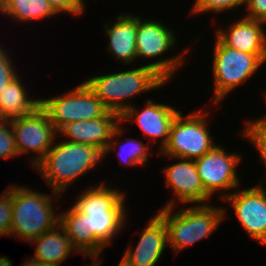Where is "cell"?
Returning <instances> with one entry per match:
<instances>
[{"mask_svg":"<svg viewBox=\"0 0 266 266\" xmlns=\"http://www.w3.org/2000/svg\"><path fill=\"white\" fill-rule=\"evenodd\" d=\"M173 30L175 31V29L168 27L164 21L154 20L150 17L145 19V17H140L138 14V30L136 37L137 61L142 62L143 59L144 61L147 59L150 63L147 61L146 65L153 68L168 83L171 82V80L173 81L178 71H180L185 64V57L188 55L187 53L190 52L191 48L187 46L185 50L182 48L181 53L174 54V51L178 49V47L175 48V45L178 46L177 43L179 42H177L178 38H176V32ZM170 51L173 52L174 55L165 57ZM153 59L154 61H152Z\"/></svg>","mask_w":266,"mask_h":266,"instance_id":"cell-6","label":"cell"},{"mask_svg":"<svg viewBox=\"0 0 266 266\" xmlns=\"http://www.w3.org/2000/svg\"><path fill=\"white\" fill-rule=\"evenodd\" d=\"M22 75L15 77L0 92V120L12 121L33 112L41 105V98L29 96V89L21 79Z\"/></svg>","mask_w":266,"mask_h":266,"instance_id":"cell-20","label":"cell"},{"mask_svg":"<svg viewBox=\"0 0 266 266\" xmlns=\"http://www.w3.org/2000/svg\"><path fill=\"white\" fill-rule=\"evenodd\" d=\"M212 50L213 96L210 106H220L231 92L250 81L264 63L256 54L225 46L216 36ZM261 67V68H260ZM255 74V75H254ZM220 103V104H219Z\"/></svg>","mask_w":266,"mask_h":266,"instance_id":"cell-7","label":"cell"},{"mask_svg":"<svg viewBox=\"0 0 266 266\" xmlns=\"http://www.w3.org/2000/svg\"><path fill=\"white\" fill-rule=\"evenodd\" d=\"M41 106L57 132L70 122L97 119L109 112L84 81L59 96L41 98Z\"/></svg>","mask_w":266,"mask_h":266,"instance_id":"cell-9","label":"cell"},{"mask_svg":"<svg viewBox=\"0 0 266 266\" xmlns=\"http://www.w3.org/2000/svg\"><path fill=\"white\" fill-rule=\"evenodd\" d=\"M142 65V66H141ZM109 74L94 75L84 82L103 102L109 111L120 116L133 104L132 99L168 85V82L146 64ZM163 86V87H162ZM130 100V101H129Z\"/></svg>","mask_w":266,"mask_h":266,"instance_id":"cell-3","label":"cell"},{"mask_svg":"<svg viewBox=\"0 0 266 266\" xmlns=\"http://www.w3.org/2000/svg\"><path fill=\"white\" fill-rule=\"evenodd\" d=\"M34 244L36 246L33 257L48 266H62L61 264L71 257L70 254L78 253L60 224L33 239L30 245Z\"/></svg>","mask_w":266,"mask_h":266,"instance_id":"cell-21","label":"cell"},{"mask_svg":"<svg viewBox=\"0 0 266 266\" xmlns=\"http://www.w3.org/2000/svg\"><path fill=\"white\" fill-rule=\"evenodd\" d=\"M114 21L105 22L103 29L107 37V53L120 64L129 65L137 61L136 37L138 15L132 12L118 14Z\"/></svg>","mask_w":266,"mask_h":266,"instance_id":"cell-18","label":"cell"},{"mask_svg":"<svg viewBox=\"0 0 266 266\" xmlns=\"http://www.w3.org/2000/svg\"><path fill=\"white\" fill-rule=\"evenodd\" d=\"M0 92L20 73L14 66V60L11 59L10 52L0 44ZM8 51V52H7ZM16 69V70H15Z\"/></svg>","mask_w":266,"mask_h":266,"instance_id":"cell-27","label":"cell"},{"mask_svg":"<svg viewBox=\"0 0 266 266\" xmlns=\"http://www.w3.org/2000/svg\"><path fill=\"white\" fill-rule=\"evenodd\" d=\"M0 266H13V261L7 255L0 256Z\"/></svg>","mask_w":266,"mask_h":266,"instance_id":"cell-32","label":"cell"},{"mask_svg":"<svg viewBox=\"0 0 266 266\" xmlns=\"http://www.w3.org/2000/svg\"><path fill=\"white\" fill-rule=\"evenodd\" d=\"M226 28L218 27L215 36L225 45L236 50L256 54L266 62V23L237 17ZM265 24V25H264Z\"/></svg>","mask_w":266,"mask_h":266,"instance_id":"cell-16","label":"cell"},{"mask_svg":"<svg viewBox=\"0 0 266 266\" xmlns=\"http://www.w3.org/2000/svg\"><path fill=\"white\" fill-rule=\"evenodd\" d=\"M243 17L266 23V0H246Z\"/></svg>","mask_w":266,"mask_h":266,"instance_id":"cell-29","label":"cell"},{"mask_svg":"<svg viewBox=\"0 0 266 266\" xmlns=\"http://www.w3.org/2000/svg\"><path fill=\"white\" fill-rule=\"evenodd\" d=\"M15 133V144L18 155L27 156L34 152L30 158L34 168L52 147L58 133L50 121L48 113L40 105L30 114L10 121Z\"/></svg>","mask_w":266,"mask_h":266,"instance_id":"cell-11","label":"cell"},{"mask_svg":"<svg viewBox=\"0 0 266 266\" xmlns=\"http://www.w3.org/2000/svg\"><path fill=\"white\" fill-rule=\"evenodd\" d=\"M23 261L24 262L21 264V266H48L45 263L37 260L33 256H31L30 258L28 256L27 259L23 260Z\"/></svg>","mask_w":266,"mask_h":266,"instance_id":"cell-31","label":"cell"},{"mask_svg":"<svg viewBox=\"0 0 266 266\" xmlns=\"http://www.w3.org/2000/svg\"><path fill=\"white\" fill-rule=\"evenodd\" d=\"M263 179L250 188L238 187L223 202L232 208L240 227L252 241L266 247V187Z\"/></svg>","mask_w":266,"mask_h":266,"instance_id":"cell-12","label":"cell"},{"mask_svg":"<svg viewBox=\"0 0 266 266\" xmlns=\"http://www.w3.org/2000/svg\"><path fill=\"white\" fill-rule=\"evenodd\" d=\"M101 257H102V256H100L99 258L94 259V260H93L94 262H92L91 264L89 263L88 266H100V265H102L101 262H102L104 259H102ZM101 259H102V260H101Z\"/></svg>","mask_w":266,"mask_h":266,"instance_id":"cell-35","label":"cell"},{"mask_svg":"<svg viewBox=\"0 0 266 266\" xmlns=\"http://www.w3.org/2000/svg\"><path fill=\"white\" fill-rule=\"evenodd\" d=\"M57 138L58 135L45 157L33 169L41 174L50 190L64 195L69 185L72 186L104 160L103 153L91 145L71 143L61 137L58 142Z\"/></svg>","mask_w":266,"mask_h":266,"instance_id":"cell-2","label":"cell"},{"mask_svg":"<svg viewBox=\"0 0 266 266\" xmlns=\"http://www.w3.org/2000/svg\"><path fill=\"white\" fill-rule=\"evenodd\" d=\"M207 105L187 115L180 111L172 122L168 143L156 156L196 160L219 144L209 130L211 107L209 109Z\"/></svg>","mask_w":266,"mask_h":266,"instance_id":"cell-8","label":"cell"},{"mask_svg":"<svg viewBox=\"0 0 266 266\" xmlns=\"http://www.w3.org/2000/svg\"><path fill=\"white\" fill-rule=\"evenodd\" d=\"M141 231L137 245L130 244L121 259L129 266H155L168 247L164 219L156 213L150 216ZM132 245V246H131Z\"/></svg>","mask_w":266,"mask_h":266,"instance_id":"cell-15","label":"cell"},{"mask_svg":"<svg viewBox=\"0 0 266 266\" xmlns=\"http://www.w3.org/2000/svg\"><path fill=\"white\" fill-rule=\"evenodd\" d=\"M30 188V189H29ZM11 184L12 224L11 237L21 238L30 243L59 224V211L54 202L62 199V194L33 190L31 187ZM38 191V192H37ZM61 198V199H60ZM56 200V201H55Z\"/></svg>","mask_w":266,"mask_h":266,"instance_id":"cell-5","label":"cell"},{"mask_svg":"<svg viewBox=\"0 0 266 266\" xmlns=\"http://www.w3.org/2000/svg\"><path fill=\"white\" fill-rule=\"evenodd\" d=\"M0 14L25 24L57 17L48 0H0Z\"/></svg>","mask_w":266,"mask_h":266,"instance_id":"cell-23","label":"cell"},{"mask_svg":"<svg viewBox=\"0 0 266 266\" xmlns=\"http://www.w3.org/2000/svg\"><path fill=\"white\" fill-rule=\"evenodd\" d=\"M0 221H3L9 230L12 224L11 184L0 193Z\"/></svg>","mask_w":266,"mask_h":266,"instance_id":"cell-30","label":"cell"},{"mask_svg":"<svg viewBox=\"0 0 266 266\" xmlns=\"http://www.w3.org/2000/svg\"><path fill=\"white\" fill-rule=\"evenodd\" d=\"M121 123L120 115L109 111L105 116L66 124L57 133L71 143L91 145L104 153L115 128Z\"/></svg>","mask_w":266,"mask_h":266,"instance_id":"cell-17","label":"cell"},{"mask_svg":"<svg viewBox=\"0 0 266 266\" xmlns=\"http://www.w3.org/2000/svg\"><path fill=\"white\" fill-rule=\"evenodd\" d=\"M184 206L178 211L176 206L162 207L157 211L167 228L168 247L176 256L200 240L209 238L228 217V209L215 203Z\"/></svg>","mask_w":266,"mask_h":266,"instance_id":"cell-4","label":"cell"},{"mask_svg":"<svg viewBox=\"0 0 266 266\" xmlns=\"http://www.w3.org/2000/svg\"><path fill=\"white\" fill-rule=\"evenodd\" d=\"M66 211L59 213V224L65 230L72 247L85 259L99 258L107 248L94 234L88 230L87 215L80 212L73 204Z\"/></svg>","mask_w":266,"mask_h":266,"instance_id":"cell-19","label":"cell"},{"mask_svg":"<svg viewBox=\"0 0 266 266\" xmlns=\"http://www.w3.org/2000/svg\"><path fill=\"white\" fill-rule=\"evenodd\" d=\"M152 100L146 99L143 109L136 107L137 105L133 103L120 116V121L124 124L128 121L135 122L152 147L158 142L157 151L160 152L168 143L172 122L180 110L170 104Z\"/></svg>","mask_w":266,"mask_h":266,"instance_id":"cell-14","label":"cell"},{"mask_svg":"<svg viewBox=\"0 0 266 266\" xmlns=\"http://www.w3.org/2000/svg\"><path fill=\"white\" fill-rule=\"evenodd\" d=\"M169 158L176 163L168 164L162 171L164 175V183L169 192L173 195L170 200H166L167 203L163 207H174L183 205L194 204H209L212 203V198L205 191L198 170L194 160L161 156ZM210 201V202H209ZM180 202V203H179Z\"/></svg>","mask_w":266,"mask_h":266,"instance_id":"cell-13","label":"cell"},{"mask_svg":"<svg viewBox=\"0 0 266 266\" xmlns=\"http://www.w3.org/2000/svg\"><path fill=\"white\" fill-rule=\"evenodd\" d=\"M126 128L123 127L122 123H120L114 130L111 139L103 153V160L106 159V156L111 154L113 151H117L116 155L118 156L119 165L130 167L135 166L143 167L147 166L150 162V155H155L153 147L148 143L142 142V140L137 138L126 137L124 140H120L124 134ZM119 139V140H118ZM121 141V142H120ZM123 141V142H122ZM118 145V146H117ZM151 147V148H150ZM118 148V149H117ZM111 151V152H110Z\"/></svg>","mask_w":266,"mask_h":266,"instance_id":"cell-22","label":"cell"},{"mask_svg":"<svg viewBox=\"0 0 266 266\" xmlns=\"http://www.w3.org/2000/svg\"><path fill=\"white\" fill-rule=\"evenodd\" d=\"M15 133L10 121L0 120V159L17 157Z\"/></svg>","mask_w":266,"mask_h":266,"instance_id":"cell-26","label":"cell"},{"mask_svg":"<svg viewBox=\"0 0 266 266\" xmlns=\"http://www.w3.org/2000/svg\"><path fill=\"white\" fill-rule=\"evenodd\" d=\"M192 8L189 10L192 17L197 14L214 13L220 15L221 13L230 12L235 9L238 12V7H245L246 0H193Z\"/></svg>","mask_w":266,"mask_h":266,"instance_id":"cell-25","label":"cell"},{"mask_svg":"<svg viewBox=\"0 0 266 266\" xmlns=\"http://www.w3.org/2000/svg\"><path fill=\"white\" fill-rule=\"evenodd\" d=\"M54 11L60 14H69L71 16L84 15L86 10L85 0H48Z\"/></svg>","mask_w":266,"mask_h":266,"instance_id":"cell-28","label":"cell"},{"mask_svg":"<svg viewBox=\"0 0 266 266\" xmlns=\"http://www.w3.org/2000/svg\"><path fill=\"white\" fill-rule=\"evenodd\" d=\"M4 235L11 237L10 230L5 225H3V221H0V237H3Z\"/></svg>","mask_w":266,"mask_h":266,"instance_id":"cell-33","label":"cell"},{"mask_svg":"<svg viewBox=\"0 0 266 266\" xmlns=\"http://www.w3.org/2000/svg\"><path fill=\"white\" fill-rule=\"evenodd\" d=\"M221 145L217 144L194 162L207 194L214 198L217 193L220 200L223 201L242 185V179L237 170L243 156L235 152L230 153Z\"/></svg>","mask_w":266,"mask_h":266,"instance_id":"cell-10","label":"cell"},{"mask_svg":"<svg viewBox=\"0 0 266 266\" xmlns=\"http://www.w3.org/2000/svg\"><path fill=\"white\" fill-rule=\"evenodd\" d=\"M118 266H129L128 264H126L122 259L120 260Z\"/></svg>","mask_w":266,"mask_h":266,"instance_id":"cell-36","label":"cell"},{"mask_svg":"<svg viewBox=\"0 0 266 266\" xmlns=\"http://www.w3.org/2000/svg\"><path fill=\"white\" fill-rule=\"evenodd\" d=\"M263 98H264V104L266 103V90H264L263 89ZM265 106H266V104H265ZM258 122H260V123H262V124H266V114H265V116L263 115V116H260V118H255Z\"/></svg>","mask_w":266,"mask_h":266,"instance_id":"cell-34","label":"cell"},{"mask_svg":"<svg viewBox=\"0 0 266 266\" xmlns=\"http://www.w3.org/2000/svg\"><path fill=\"white\" fill-rule=\"evenodd\" d=\"M89 185V188L85 185L86 189L80 190L79 195L75 197L76 201L72 204L87 215L88 230L109 247L115 241L114 238L127 228L126 224L130 217L127 209L129 204L126 201L127 193L114 188L104 179L99 184Z\"/></svg>","mask_w":266,"mask_h":266,"instance_id":"cell-1","label":"cell"},{"mask_svg":"<svg viewBox=\"0 0 266 266\" xmlns=\"http://www.w3.org/2000/svg\"><path fill=\"white\" fill-rule=\"evenodd\" d=\"M251 119V120H250ZM247 121H244L245 126L240 131V136L248 139V143L252 144L253 147L258 151L259 158L262 161V164L266 171V124L258 122L255 118H250ZM266 172L263 177L266 182Z\"/></svg>","mask_w":266,"mask_h":266,"instance_id":"cell-24","label":"cell"}]
</instances>
